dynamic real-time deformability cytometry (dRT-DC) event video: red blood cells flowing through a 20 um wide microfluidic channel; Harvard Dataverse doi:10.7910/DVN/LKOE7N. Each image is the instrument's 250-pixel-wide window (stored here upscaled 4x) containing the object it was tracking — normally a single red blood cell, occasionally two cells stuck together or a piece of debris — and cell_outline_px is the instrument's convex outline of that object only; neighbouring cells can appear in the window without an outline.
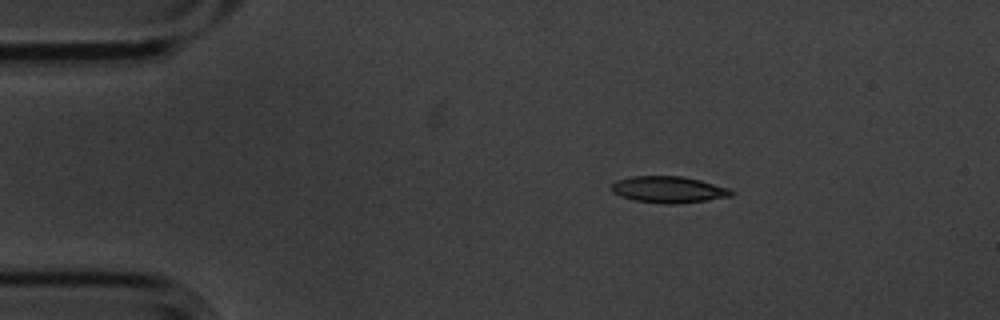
{"species": "common noctule bat (a hibernating species)", "species_latin": "Nyctalus noctula", "temperature_condition": "cold", "stored_images_in_passage": 47, "camera_frame_rate_fps": 3000, "um_per_image_px": 0.085, "animal": {"sex": "male", "body_mass_g": 20.1, "forearm_length_mm": 53.5}, "frame": {"image": 1, "passage_image": 1, "time_ms": 0.0, "image_size_px": [1000, 320], "cell_outline_px": [[736, 192], [732, 196], [708, 200], [676, 204], [660, 204], [636, 200], [620, 196], [612, 192], [608, 188], [616, 180], [632, 176], [680, 176], [700, 180], [732, 188]], "centroid_in_image_um": [56.85, 16.11], "position_along_channel_um": 28.2, "area_um2": 18.84}}
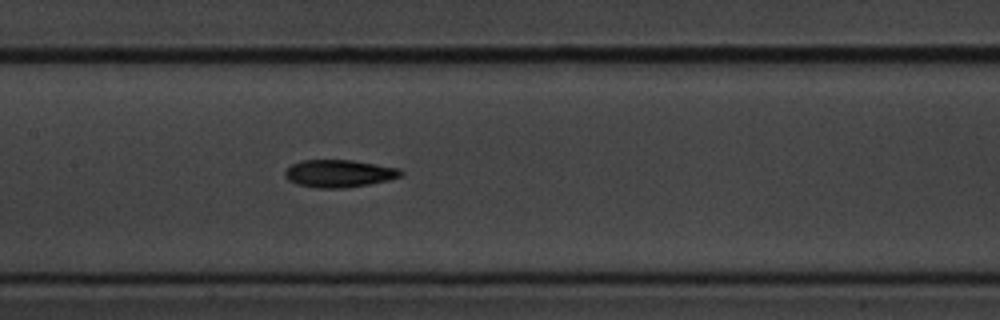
{"frame": {"image": 2, "passage_image": 18, "time_ms": 5.667, "image_size_px": [1000, 320], "cell_outline_px": [[404, 172], [400, 176], [388, 180], [368, 184], [344, 188], [316, 188], [296, 184], [288, 180], [284, 176], [284, 172], [292, 164], [304, 160], [352, 160], [400, 168]], "centroid_in_image_um": [28.81, 14.75], "position_along_channel_um": 178.6, "area_um2": 18.55}}
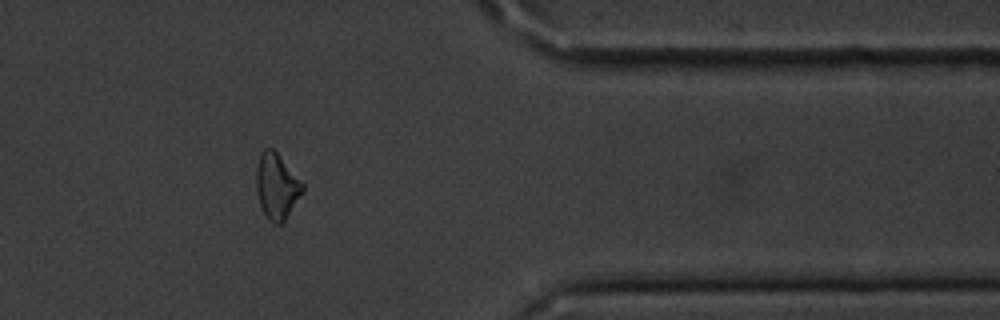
{"frame": {"image": 3, "passage_image": 37, "time_ms": 12.0, "image_size_px": [1000, 320], "cell_outline_px": [[304, 192], [284, 220], [280, 224], [272, 224], [268, 220], [260, 204], [256, 192], [256, 164], [264, 148], [272, 148], [304, 180]], "centroid_in_image_um": [23.55, 15.82], "position_along_channel_um": 387.9, "area_um2": 18.03}, "authors_computed_cell_mechanics": {"area_um2": 18.0914, "velocity_mm_per_s": 3.5858, "shape_relaxation_time_tau1_ms": 4.727, "shape_relaxation_time_tau2_ms": 4.5027, "deformation_change_tau1": 0.131, "deformation_change_tau2": 0.1254}}